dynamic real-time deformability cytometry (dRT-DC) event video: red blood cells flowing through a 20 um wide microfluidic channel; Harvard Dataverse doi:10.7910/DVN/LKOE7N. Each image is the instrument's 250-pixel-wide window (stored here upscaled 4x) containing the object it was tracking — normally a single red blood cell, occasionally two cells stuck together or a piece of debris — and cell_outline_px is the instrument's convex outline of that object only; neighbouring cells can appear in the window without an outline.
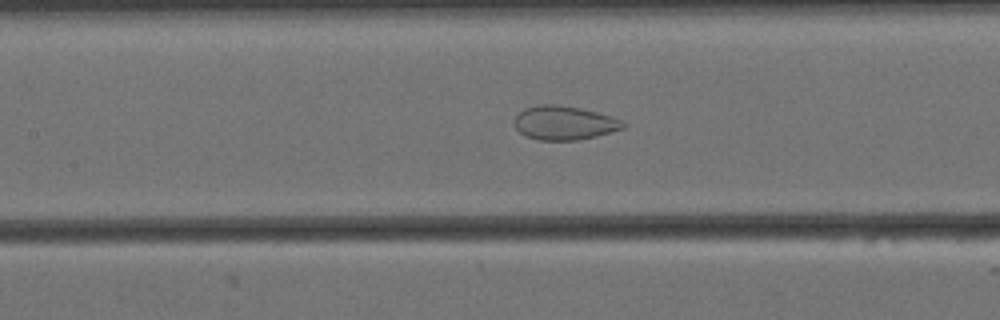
{"species": "Egyptian fruit bat (a non-hibernating species)", "species_latin": "Rousettus aegyptiacus", "temperature_condition": "cold", "stored_images_in_passage": 58, "camera_frame_rate_fps": 3000, "um_per_image_px": 0.085, "animal": {"sex": "female"}, "frame": {"image": 1, "passage_image": 25, "time_ms": 8.0, "image_size_px": [1000, 320], "cell_outline_px": [[628, 124], [624, 128], [596, 136], [576, 140], [536, 140], [524, 136], [512, 124], [512, 120], [524, 108], [540, 104], [556, 104], [580, 108], [612, 116], [624, 120]], "centroid_in_image_um": [47.95, 10.44], "position_along_channel_um": 159.5, "area_um2": 21.79}}
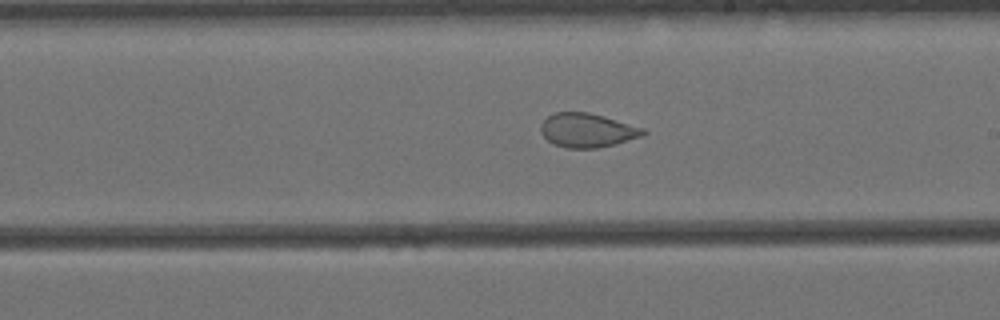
{"frame": {"image": 2, "passage_image": 32, "time_ms": 10.333, "image_size_px": [1000, 320], "cell_outline_px": [[648, 132], [644, 136], [616, 144], [596, 148], [568, 148], [552, 144], [540, 132], [540, 124], [548, 116], [556, 112], [588, 112], [604, 116], [644, 128]], "centroid_in_image_um": [49.93, 11.08], "position_along_channel_um": 239.1, "area_um2": 20.46}}
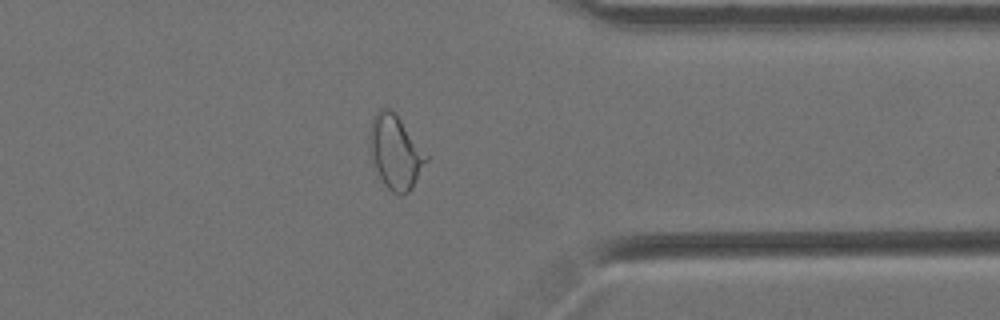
{"frame": {"image": 3, "passage_image": 45, "time_ms": 14.667, "image_size_px": [1000, 320], "cell_outline_px": [[428, 160], [412, 188], [408, 192], [400, 196], [392, 192], [384, 184], [372, 164], [368, 152], [368, 136], [372, 120], [376, 112], [380, 108], [388, 108], [400, 120], [428, 156]], "centroid_in_image_um": [33.56, 12.96], "position_along_channel_um": 377.8, "area_um2": 24.28}, "authors_computed_cell_mechanics": {"area_um2": 26.4435, "velocity_mm_per_s": 3.4272, "shape_relaxation_time_tau1_ms": null, "shape_relaxation_time_tau2_ms": 1.1662, "deformation_change_tau1": null, "deformation_change_tau2": 0.0661}}